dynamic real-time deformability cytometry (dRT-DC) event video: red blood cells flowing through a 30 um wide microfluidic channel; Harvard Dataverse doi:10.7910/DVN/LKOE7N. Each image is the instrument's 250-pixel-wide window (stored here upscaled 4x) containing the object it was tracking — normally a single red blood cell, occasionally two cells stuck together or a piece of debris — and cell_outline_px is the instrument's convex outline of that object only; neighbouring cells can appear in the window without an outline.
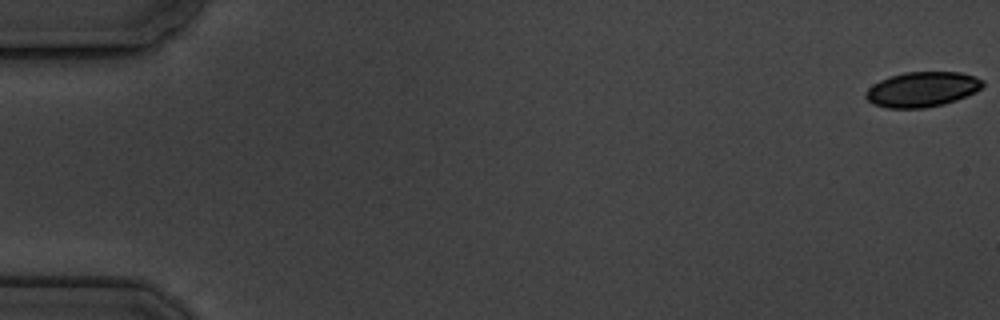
{"species": "common noctule bat (a hibernating species)", "species_latin": "Nyctalus noctula", "temperature_condition": "cold", "stored_images_in_passage": 5, "camera_frame_rate_fps": 3000, "um_per_image_px": 0.085, "animal": {"sex": "male", "body_mass_g": 19.5, "forearm_length_mm": 54.6}, "frame": {"image": 1, "passage_image": 1, "time_ms": 0.0, "image_size_px": [1000, 320], "cell_outline_px": [[984, 84], [976, 92], [956, 100], [944, 104], [924, 108], [888, 108], [872, 104], [864, 96], [868, 88], [872, 84], [888, 76], [904, 72], [960, 72], [976, 76], [984, 80]], "centroid_in_image_um": [78.38, 7.59], "position_along_channel_um": 6.6, "area_um2": 24.1}}
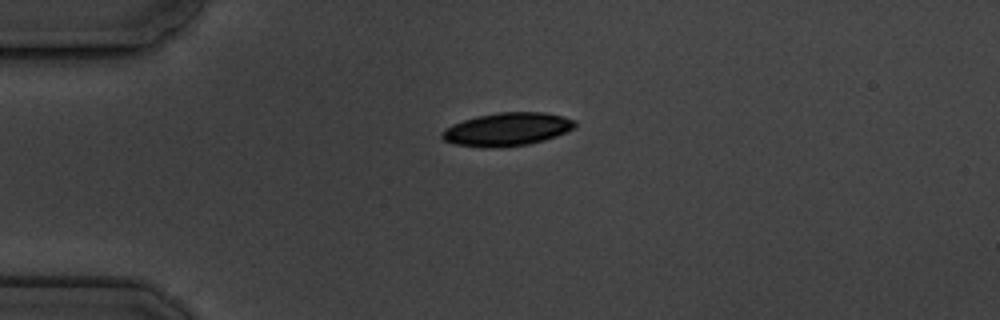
{"frame": {"image": 2, "passage_image": 5, "time_ms": 4.667, "image_size_px": [1000, 320], "cell_outline_px": [[576, 124], [572, 128], [556, 136], [544, 140], [528, 144], [496, 148], [488, 148], [456, 144], [444, 140], [440, 136], [452, 124], [476, 116], [500, 112], [544, 112], [576, 120]], "centroid_in_image_um": [43.11, 10.99], "position_along_channel_um": 41.9, "area_um2": 25.37}}